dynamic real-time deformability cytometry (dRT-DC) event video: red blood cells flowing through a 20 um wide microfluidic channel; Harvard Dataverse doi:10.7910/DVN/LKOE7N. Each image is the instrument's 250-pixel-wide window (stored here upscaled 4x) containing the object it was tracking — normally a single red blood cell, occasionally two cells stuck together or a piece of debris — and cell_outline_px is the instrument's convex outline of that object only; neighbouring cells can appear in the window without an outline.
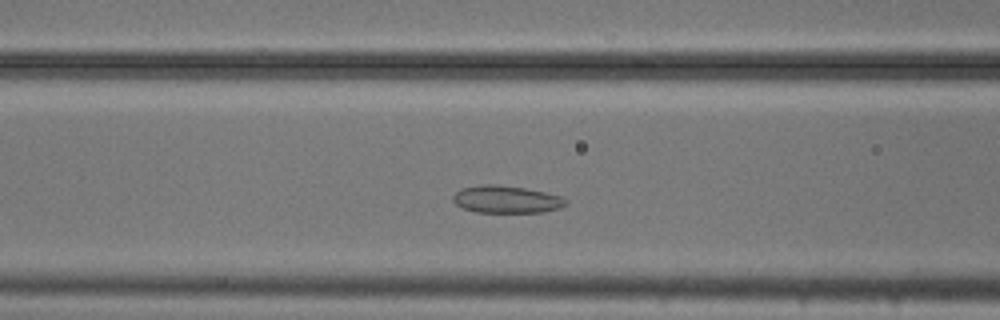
{"species": "common noctule bat (a hibernating species)", "species_latin": "Nyctalus noctula", "temperature_condition": "cold", "stored_images_in_passage": 47, "camera_frame_rate_fps": 3000, "um_per_image_px": 0.085, "animal": {"sex": "male", "body_mass_g": 20.5, "forearm_length_mm": 52.5}, "frame": {"image": 1, "passage_image": 14, "time_ms": 4.333, "image_size_px": [1000, 320], "cell_outline_px": [[568, 204], [560, 208], [544, 212], [476, 212], [464, 208], [456, 204], [452, 200], [452, 196], [460, 188], [480, 184], [492, 184], [524, 188], [544, 192], [560, 196], [568, 200]], "centroid_in_image_um": [43.04, 16.94], "position_along_channel_um": 123.6, "area_um2": 18.03}}
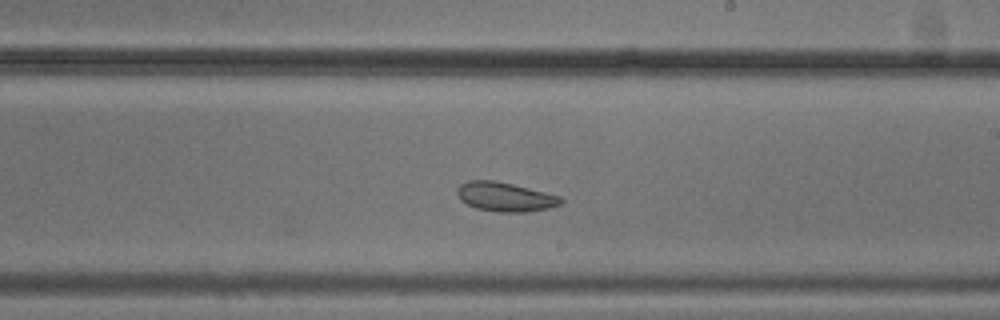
{"frame": {"image": 2, "passage_image": 24, "time_ms": 7.667, "image_size_px": [1000, 320], "cell_outline_px": [[564, 200], [560, 204], [548, 208], [528, 212], [496, 212], [476, 208], [460, 200], [456, 192], [456, 188], [460, 184], [468, 180], [496, 180], [560, 196]], "centroid_in_image_um": [42.9, 16.73], "position_along_channel_um": 246.1, "area_um2": 17.69}}
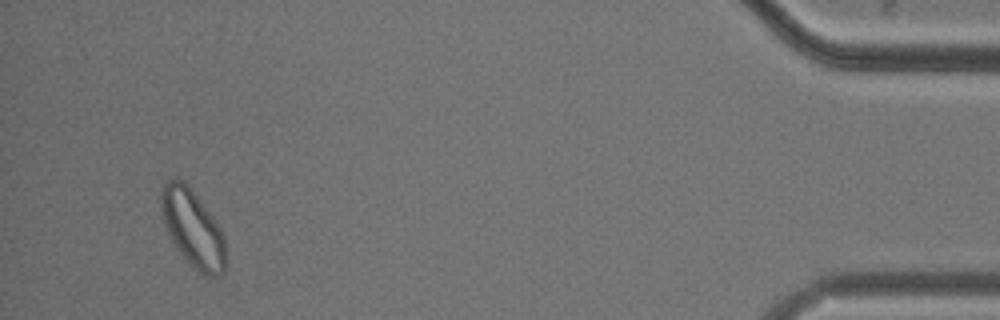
{"frame": {"image": 3, "passage_image": 44, "time_ms": 14.333, "image_size_px": [1000, 320], "cell_outline_px": [[224, 272], [216, 276], [212, 276], [200, 272], [180, 252], [172, 240], [164, 224], [160, 204], [160, 196], [164, 184], [168, 180], [176, 176], [188, 184], [212, 216], [220, 228], [224, 236]], "centroid_in_image_um": [16.36, 19.34], "position_along_channel_um": 418.8, "area_um2": 28.38}, "authors_computed_cell_mechanics": {"area_um2": 20.2878, "velocity_mm_per_s": 3.6747, "shape_relaxation_time_tau1_ms": 8.6871, "shape_relaxation_time_tau2_ms": 5.6291, "deformation_change_tau1": 0.105, "deformation_change_tau2": 0.1046}}